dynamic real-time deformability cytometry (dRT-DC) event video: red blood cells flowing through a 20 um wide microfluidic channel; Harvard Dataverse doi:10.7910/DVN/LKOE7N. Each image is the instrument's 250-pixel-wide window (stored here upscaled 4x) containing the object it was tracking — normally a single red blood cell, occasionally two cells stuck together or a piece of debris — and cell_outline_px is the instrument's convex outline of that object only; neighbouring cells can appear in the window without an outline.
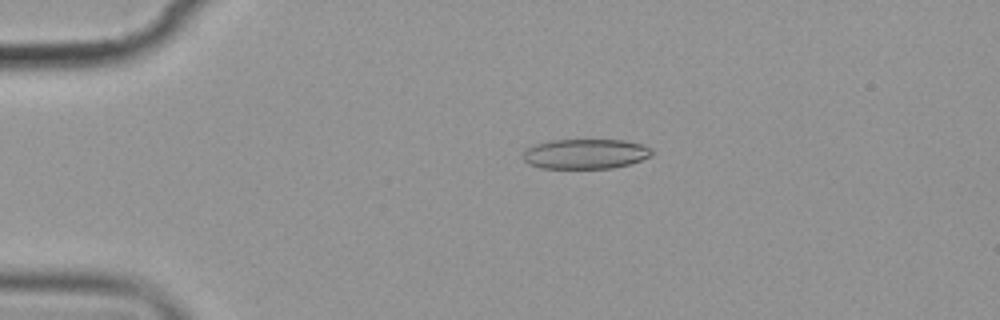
{"species": "common noctule bat (a hibernating species)", "species_latin": "Nyctalus noctula", "temperature_condition": "cold", "stored_images_in_passage": 10, "camera_frame_rate_fps": 3000, "um_per_image_px": 0.085, "animal": {"sex": "female", "body_mass_g": 19.9}, "frame": {"image": 1, "passage_image": 4, "time_ms": 3.333, "image_size_px": [1000, 320], "cell_outline_px": [[652, 156], [632, 164], [612, 168], [540, 168], [528, 164], [520, 156], [528, 148], [536, 144], [552, 140], [624, 140], [644, 144], [652, 148]], "centroid_in_image_um": [49.8, 13.08], "position_along_channel_um": 35.2, "area_um2": 22.72}}